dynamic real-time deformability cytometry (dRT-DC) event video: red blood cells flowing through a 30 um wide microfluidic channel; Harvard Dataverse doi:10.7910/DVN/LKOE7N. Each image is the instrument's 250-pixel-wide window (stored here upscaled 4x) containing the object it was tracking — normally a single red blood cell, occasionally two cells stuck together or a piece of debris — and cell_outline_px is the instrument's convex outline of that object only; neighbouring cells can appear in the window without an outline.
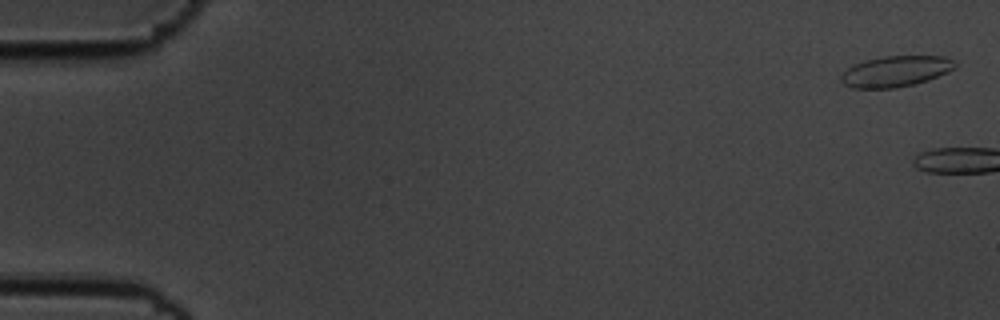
{"species": "common noctule bat (a hibernating species)", "species_latin": "Nyctalus noctula", "temperature_condition": "cold", "stored_images_in_passage": 4, "camera_frame_rate_fps": 3000, "um_per_image_px": 0.085, "animal": {"sex": "male", "body_mass_g": 19.5, "forearm_length_mm": 54.6}, "frame": {"image": 1, "passage_image": 2, "time_ms": 0.333, "image_size_px": [1000, 320], "cell_outline_px": [[956, 68], [948, 72], [928, 80], [916, 84], [896, 88], [852, 88], [844, 84], [840, 80], [840, 76], [852, 64], [864, 60], [884, 56], [944, 56], [952, 60], [956, 64]], "centroid_in_image_um": [76.12, 6.06], "position_along_channel_um": 8.9, "area_um2": 20.63}}